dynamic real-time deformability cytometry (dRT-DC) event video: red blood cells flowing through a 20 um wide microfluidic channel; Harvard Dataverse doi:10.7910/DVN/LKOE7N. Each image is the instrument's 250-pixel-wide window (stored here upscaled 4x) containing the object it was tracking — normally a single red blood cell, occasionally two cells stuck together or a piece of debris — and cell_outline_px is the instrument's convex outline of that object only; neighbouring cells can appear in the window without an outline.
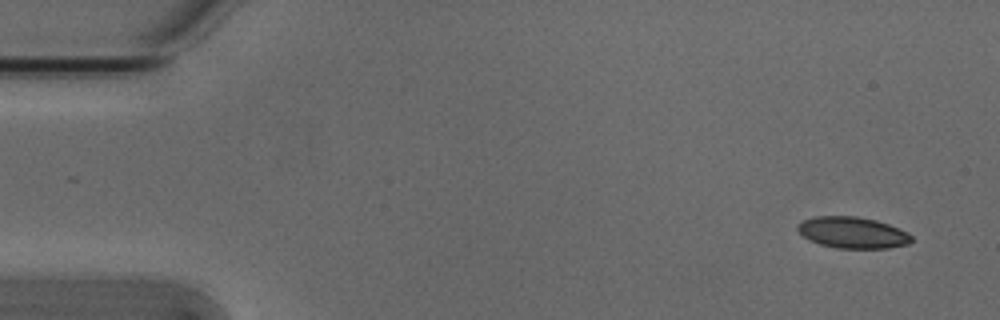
{"species": "Egyptian fruit bat (a non-hibernating species)", "species_latin": "Rousettus aegyptiacus", "temperature_condition": "cold", "stored_images_in_passage": 8, "camera_frame_rate_fps": 3000, "um_per_image_px": 0.085, "animal": {"sex": "male"}, "frame": {"image": 1, "passage_image": 1, "time_ms": 0.0, "image_size_px": [1000, 320], "cell_outline_px": [[912, 240], [908, 244], [888, 248], [836, 248], [820, 244], [804, 236], [796, 228], [796, 224], [804, 220], [816, 216], [856, 216], [876, 220], [888, 224], [908, 232], [912, 236]], "centroid_in_image_um": [72.48, 19.76], "position_along_channel_um": 12.5, "area_um2": 20.69}}
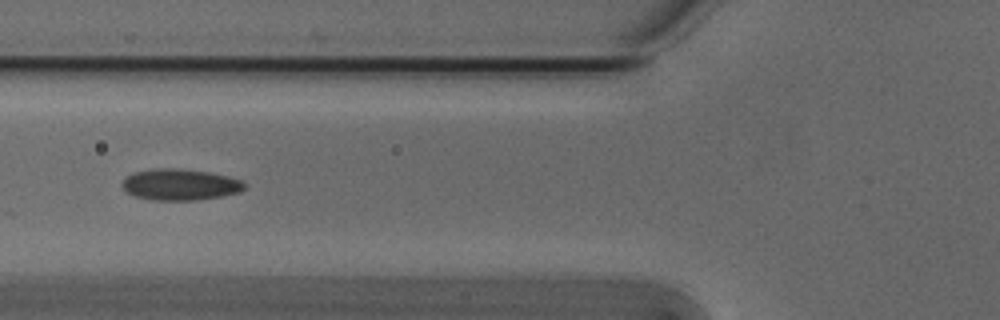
{"frame": {"image": 2, "passage_image": 5, "time_ms": 1.333, "image_size_px": [1000, 320], "cell_outline_px": [[248, 184], [240, 192], [220, 196], [196, 200], [152, 200], [136, 196], [124, 192], [120, 184], [128, 176], [136, 172], [156, 168], [176, 168], [208, 172], [228, 176], [244, 180]], "centroid_in_image_um": [15.32, 15.69], "position_along_channel_um": 110.5, "area_um2": 22.37}}
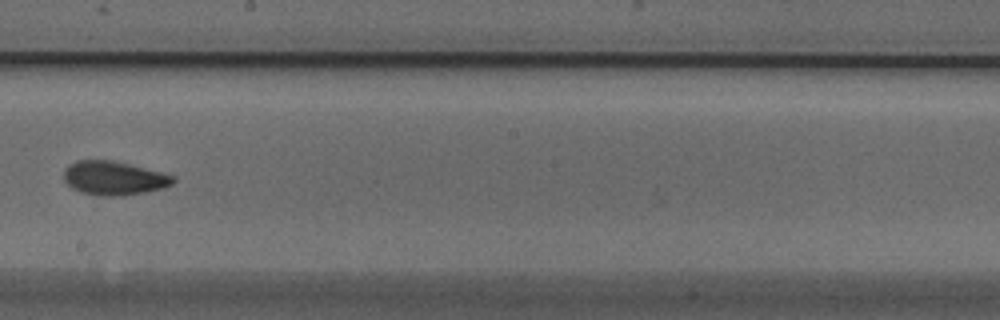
{"frame": {"image": 3, "passage_image": 8, "time_ms": 2.333, "image_size_px": [1000, 320], "cell_outline_px": [[176, 180], [172, 184], [164, 188], [144, 192], [120, 196], [100, 196], [80, 192], [72, 188], [64, 180], [64, 168], [68, 164], [76, 160], [112, 160], [164, 172], [176, 176]], "centroid_in_image_um": [9.69, 15.13], "position_along_channel_um": 238.5, "area_um2": 21.85}}